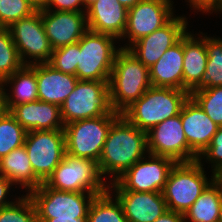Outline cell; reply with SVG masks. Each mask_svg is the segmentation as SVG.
Returning <instances> with one entry per match:
<instances>
[{
    "label": "cell",
    "mask_w": 222,
    "mask_h": 222,
    "mask_svg": "<svg viewBox=\"0 0 222 222\" xmlns=\"http://www.w3.org/2000/svg\"><path fill=\"white\" fill-rule=\"evenodd\" d=\"M147 154V132L121 114L108 131L98 167L104 179L106 174L111 178L109 184Z\"/></svg>",
    "instance_id": "6da1fadb"
},
{
    "label": "cell",
    "mask_w": 222,
    "mask_h": 222,
    "mask_svg": "<svg viewBox=\"0 0 222 222\" xmlns=\"http://www.w3.org/2000/svg\"><path fill=\"white\" fill-rule=\"evenodd\" d=\"M108 86L112 109L122 114L152 86L149 68L128 49H121L115 57Z\"/></svg>",
    "instance_id": "7a4b0ae2"
},
{
    "label": "cell",
    "mask_w": 222,
    "mask_h": 222,
    "mask_svg": "<svg viewBox=\"0 0 222 222\" xmlns=\"http://www.w3.org/2000/svg\"><path fill=\"white\" fill-rule=\"evenodd\" d=\"M189 96L186 90L151 86L122 115L140 130L148 132L165 119L180 114Z\"/></svg>",
    "instance_id": "3957f363"
},
{
    "label": "cell",
    "mask_w": 222,
    "mask_h": 222,
    "mask_svg": "<svg viewBox=\"0 0 222 222\" xmlns=\"http://www.w3.org/2000/svg\"><path fill=\"white\" fill-rule=\"evenodd\" d=\"M203 166L199 160L177 162L173 166L162 191L168 210L185 214L217 178L212 174L209 180Z\"/></svg>",
    "instance_id": "277c9868"
},
{
    "label": "cell",
    "mask_w": 222,
    "mask_h": 222,
    "mask_svg": "<svg viewBox=\"0 0 222 222\" xmlns=\"http://www.w3.org/2000/svg\"><path fill=\"white\" fill-rule=\"evenodd\" d=\"M117 38L88 30L78 41V80L109 81L115 57L122 49Z\"/></svg>",
    "instance_id": "5b68a950"
},
{
    "label": "cell",
    "mask_w": 222,
    "mask_h": 222,
    "mask_svg": "<svg viewBox=\"0 0 222 222\" xmlns=\"http://www.w3.org/2000/svg\"><path fill=\"white\" fill-rule=\"evenodd\" d=\"M45 184L58 191L102 194L109 188L94 160L64 155Z\"/></svg>",
    "instance_id": "8992f818"
},
{
    "label": "cell",
    "mask_w": 222,
    "mask_h": 222,
    "mask_svg": "<svg viewBox=\"0 0 222 222\" xmlns=\"http://www.w3.org/2000/svg\"><path fill=\"white\" fill-rule=\"evenodd\" d=\"M120 115L113 110L103 116L64 125L66 153L98 163L108 131Z\"/></svg>",
    "instance_id": "52a82bcc"
},
{
    "label": "cell",
    "mask_w": 222,
    "mask_h": 222,
    "mask_svg": "<svg viewBox=\"0 0 222 222\" xmlns=\"http://www.w3.org/2000/svg\"><path fill=\"white\" fill-rule=\"evenodd\" d=\"M28 195L35 205L38 222L53 218L87 219L89 206L96 196L87 192L54 190L45 183Z\"/></svg>",
    "instance_id": "ba28073f"
},
{
    "label": "cell",
    "mask_w": 222,
    "mask_h": 222,
    "mask_svg": "<svg viewBox=\"0 0 222 222\" xmlns=\"http://www.w3.org/2000/svg\"><path fill=\"white\" fill-rule=\"evenodd\" d=\"M108 82L78 80L75 89L60 106L64 125L111 113Z\"/></svg>",
    "instance_id": "9c48e42d"
},
{
    "label": "cell",
    "mask_w": 222,
    "mask_h": 222,
    "mask_svg": "<svg viewBox=\"0 0 222 222\" xmlns=\"http://www.w3.org/2000/svg\"><path fill=\"white\" fill-rule=\"evenodd\" d=\"M24 147L35 176L45 183L66 154L64 131H28Z\"/></svg>",
    "instance_id": "30bf717a"
},
{
    "label": "cell",
    "mask_w": 222,
    "mask_h": 222,
    "mask_svg": "<svg viewBox=\"0 0 222 222\" xmlns=\"http://www.w3.org/2000/svg\"><path fill=\"white\" fill-rule=\"evenodd\" d=\"M8 28L24 65L49 62L53 49L41 19V10H36Z\"/></svg>",
    "instance_id": "8fae6325"
},
{
    "label": "cell",
    "mask_w": 222,
    "mask_h": 222,
    "mask_svg": "<svg viewBox=\"0 0 222 222\" xmlns=\"http://www.w3.org/2000/svg\"><path fill=\"white\" fill-rule=\"evenodd\" d=\"M147 155L115 180L124 191H163L169 173L176 162L164 156L150 153Z\"/></svg>",
    "instance_id": "7c38bea8"
},
{
    "label": "cell",
    "mask_w": 222,
    "mask_h": 222,
    "mask_svg": "<svg viewBox=\"0 0 222 222\" xmlns=\"http://www.w3.org/2000/svg\"><path fill=\"white\" fill-rule=\"evenodd\" d=\"M148 153L168 157L177 162L198 160L189 148L180 114L165 119L147 132Z\"/></svg>",
    "instance_id": "4fadbf2b"
},
{
    "label": "cell",
    "mask_w": 222,
    "mask_h": 222,
    "mask_svg": "<svg viewBox=\"0 0 222 222\" xmlns=\"http://www.w3.org/2000/svg\"><path fill=\"white\" fill-rule=\"evenodd\" d=\"M173 1L171 0H141L128 9L127 26L121 40L127 39V44L120 46L127 49L143 36L167 24L174 17Z\"/></svg>",
    "instance_id": "5bb4252c"
},
{
    "label": "cell",
    "mask_w": 222,
    "mask_h": 222,
    "mask_svg": "<svg viewBox=\"0 0 222 222\" xmlns=\"http://www.w3.org/2000/svg\"><path fill=\"white\" fill-rule=\"evenodd\" d=\"M187 25L186 17L175 15L167 24L151 34L141 37L127 49L146 67L150 68L168 48L176 44L188 31Z\"/></svg>",
    "instance_id": "9a60e30c"
},
{
    "label": "cell",
    "mask_w": 222,
    "mask_h": 222,
    "mask_svg": "<svg viewBox=\"0 0 222 222\" xmlns=\"http://www.w3.org/2000/svg\"><path fill=\"white\" fill-rule=\"evenodd\" d=\"M41 19L53 50L77 43L88 31L86 12L41 9Z\"/></svg>",
    "instance_id": "2e32d148"
},
{
    "label": "cell",
    "mask_w": 222,
    "mask_h": 222,
    "mask_svg": "<svg viewBox=\"0 0 222 222\" xmlns=\"http://www.w3.org/2000/svg\"><path fill=\"white\" fill-rule=\"evenodd\" d=\"M108 189L121 203L128 222H154L168 211L162 192L124 191L115 181Z\"/></svg>",
    "instance_id": "e0dca14e"
},
{
    "label": "cell",
    "mask_w": 222,
    "mask_h": 222,
    "mask_svg": "<svg viewBox=\"0 0 222 222\" xmlns=\"http://www.w3.org/2000/svg\"><path fill=\"white\" fill-rule=\"evenodd\" d=\"M180 117L189 148L199 157L209 146L219 126L191 96L183 104Z\"/></svg>",
    "instance_id": "ac0fdd59"
},
{
    "label": "cell",
    "mask_w": 222,
    "mask_h": 222,
    "mask_svg": "<svg viewBox=\"0 0 222 222\" xmlns=\"http://www.w3.org/2000/svg\"><path fill=\"white\" fill-rule=\"evenodd\" d=\"M128 9L118 0H97L86 10L88 30L108 34L119 41L127 26Z\"/></svg>",
    "instance_id": "d6986e66"
},
{
    "label": "cell",
    "mask_w": 222,
    "mask_h": 222,
    "mask_svg": "<svg viewBox=\"0 0 222 222\" xmlns=\"http://www.w3.org/2000/svg\"><path fill=\"white\" fill-rule=\"evenodd\" d=\"M9 112L28 131L64 129L60 106L38 100L13 106Z\"/></svg>",
    "instance_id": "ffe728a7"
},
{
    "label": "cell",
    "mask_w": 222,
    "mask_h": 222,
    "mask_svg": "<svg viewBox=\"0 0 222 222\" xmlns=\"http://www.w3.org/2000/svg\"><path fill=\"white\" fill-rule=\"evenodd\" d=\"M36 72L38 99L61 106L75 89L78 78L54 69L48 63L29 65Z\"/></svg>",
    "instance_id": "44dd1931"
},
{
    "label": "cell",
    "mask_w": 222,
    "mask_h": 222,
    "mask_svg": "<svg viewBox=\"0 0 222 222\" xmlns=\"http://www.w3.org/2000/svg\"><path fill=\"white\" fill-rule=\"evenodd\" d=\"M200 34L198 37L191 32L183 35V90L189 93L203 86L208 60L206 34Z\"/></svg>",
    "instance_id": "7402d4cb"
},
{
    "label": "cell",
    "mask_w": 222,
    "mask_h": 222,
    "mask_svg": "<svg viewBox=\"0 0 222 222\" xmlns=\"http://www.w3.org/2000/svg\"><path fill=\"white\" fill-rule=\"evenodd\" d=\"M153 87L183 90V36L149 68Z\"/></svg>",
    "instance_id": "603a6c76"
},
{
    "label": "cell",
    "mask_w": 222,
    "mask_h": 222,
    "mask_svg": "<svg viewBox=\"0 0 222 222\" xmlns=\"http://www.w3.org/2000/svg\"><path fill=\"white\" fill-rule=\"evenodd\" d=\"M0 176L10 180L16 188L17 185L20 189L23 187L26 194L42 184L34 174L24 145L0 159Z\"/></svg>",
    "instance_id": "cb8c5ba5"
},
{
    "label": "cell",
    "mask_w": 222,
    "mask_h": 222,
    "mask_svg": "<svg viewBox=\"0 0 222 222\" xmlns=\"http://www.w3.org/2000/svg\"><path fill=\"white\" fill-rule=\"evenodd\" d=\"M9 84L12 85L11 91H8L11 93L4 88L8 110L15 105L38 100L36 72L29 65H24L2 82L3 87Z\"/></svg>",
    "instance_id": "d4e9b609"
},
{
    "label": "cell",
    "mask_w": 222,
    "mask_h": 222,
    "mask_svg": "<svg viewBox=\"0 0 222 222\" xmlns=\"http://www.w3.org/2000/svg\"><path fill=\"white\" fill-rule=\"evenodd\" d=\"M222 179L216 178L184 214L185 222H218Z\"/></svg>",
    "instance_id": "484cf974"
},
{
    "label": "cell",
    "mask_w": 222,
    "mask_h": 222,
    "mask_svg": "<svg viewBox=\"0 0 222 222\" xmlns=\"http://www.w3.org/2000/svg\"><path fill=\"white\" fill-rule=\"evenodd\" d=\"M86 222H128L121 203L110 189L92 200Z\"/></svg>",
    "instance_id": "4316f807"
},
{
    "label": "cell",
    "mask_w": 222,
    "mask_h": 222,
    "mask_svg": "<svg viewBox=\"0 0 222 222\" xmlns=\"http://www.w3.org/2000/svg\"><path fill=\"white\" fill-rule=\"evenodd\" d=\"M207 65L201 88L222 86V38L206 35Z\"/></svg>",
    "instance_id": "83f0119b"
},
{
    "label": "cell",
    "mask_w": 222,
    "mask_h": 222,
    "mask_svg": "<svg viewBox=\"0 0 222 222\" xmlns=\"http://www.w3.org/2000/svg\"><path fill=\"white\" fill-rule=\"evenodd\" d=\"M27 131L8 111L0 119V159L24 145Z\"/></svg>",
    "instance_id": "f1b7e54d"
},
{
    "label": "cell",
    "mask_w": 222,
    "mask_h": 222,
    "mask_svg": "<svg viewBox=\"0 0 222 222\" xmlns=\"http://www.w3.org/2000/svg\"><path fill=\"white\" fill-rule=\"evenodd\" d=\"M23 66L9 28H0V80L3 82Z\"/></svg>",
    "instance_id": "f546056e"
},
{
    "label": "cell",
    "mask_w": 222,
    "mask_h": 222,
    "mask_svg": "<svg viewBox=\"0 0 222 222\" xmlns=\"http://www.w3.org/2000/svg\"><path fill=\"white\" fill-rule=\"evenodd\" d=\"M190 96L219 127L222 126V86L198 88Z\"/></svg>",
    "instance_id": "4dcf8cb0"
},
{
    "label": "cell",
    "mask_w": 222,
    "mask_h": 222,
    "mask_svg": "<svg viewBox=\"0 0 222 222\" xmlns=\"http://www.w3.org/2000/svg\"><path fill=\"white\" fill-rule=\"evenodd\" d=\"M14 200L11 205L0 208V222H38L35 205L28 194Z\"/></svg>",
    "instance_id": "1f68e13d"
},
{
    "label": "cell",
    "mask_w": 222,
    "mask_h": 222,
    "mask_svg": "<svg viewBox=\"0 0 222 222\" xmlns=\"http://www.w3.org/2000/svg\"><path fill=\"white\" fill-rule=\"evenodd\" d=\"M36 10L27 0H0V26L8 28Z\"/></svg>",
    "instance_id": "d6a6232c"
},
{
    "label": "cell",
    "mask_w": 222,
    "mask_h": 222,
    "mask_svg": "<svg viewBox=\"0 0 222 222\" xmlns=\"http://www.w3.org/2000/svg\"><path fill=\"white\" fill-rule=\"evenodd\" d=\"M48 64L62 73L76 76L78 42L54 49Z\"/></svg>",
    "instance_id": "836d02e7"
},
{
    "label": "cell",
    "mask_w": 222,
    "mask_h": 222,
    "mask_svg": "<svg viewBox=\"0 0 222 222\" xmlns=\"http://www.w3.org/2000/svg\"><path fill=\"white\" fill-rule=\"evenodd\" d=\"M204 158V159H203ZM198 160L202 162L211 163V172L217 178L222 177V126L217 130L213 136L209 146L201 153Z\"/></svg>",
    "instance_id": "e575fe53"
},
{
    "label": "cell",
    "mask_w": 222,
    "mask_h": 222,
    "mask_svg": "<svg viewBox=\"0 0 222 222\" xmlns=\"http://www.w3.org/2000/svg\"><path fill=\"white\" fill-rule=\"evenodd\" d=\"M42 10L84 12V6L82 0H47Z\"/></svg>",
    "instance_id": "d590c367"
},
{
    "label": "cell",
    "mask_w": 222,
    "mask_h": 222,
    "mask_svg": "<svg viewBox=\"0 0 222 222\" xmlns=\"http://www.w3.org/2000/svg\"><path fill=\"white\" fill-rule=\"evenodd\" d=\"M191 10H198L197 12L206 13H219L220 11L212 4V0H188Z\"/></svg>",
    "instance_id": "8d00e7d4"
},
{
    "label": "cell",
    "mask_w": 222,
    "mask_h": 222,
    "mask_svg": "<svg viewBox=\"0 0 222 222\" xmlns=\"http://www.w3.org/2000/svg\"><path fill=\"white\" fill-rule=\"evenodd\" d=\"M12 186H14V184L10 180L0 176V208L11 205L15 202L7 199V195L10 194Z\"/></svg>",
    "instance_id": "74e56055"
},
{
    "label": "cell",
    "mask_w": 222,
    "mask_h": 222,
    "mask_svg": "<svg viewBox=\"0 0 222 222\" xmlns=\"http://www.w3.org/2000/svg\"><path fill=\"white\" fill-rule=\"evenodd\" d=\"M154 222H185L184 214L168 210Z\"/></svg>",
    "instance_id": "f35d334b"
},
{
    "label": "cell",
    "mask_w": 222,
    "mask_h": 222,
    "mask_svg": "<svg viewBox=\"0 0 222 222\" xmlns=\"http://www.w3.org/2000/svg\"><path fill=\"white\" fill-rule=\"evenodd\" d=\"M4 87L0 88V119L8 112Z\"/></svg>",
    "instance_id": "ab89813d"
},
{
    "label": "cell",
    "mask_w": 222,
    "mask_h": 222,
    "mask_svg": "<svg viewBox=\"0 0 222 222\" xmlns=\"http://www.w3.org/2000/svg\"><path fill=\"white\" fill-rule=\"evenodd\" d=\"M87 219H73V218H53L46 219L44 222H86Z\"/></svg>",
    "instance_id": "60d3db41"
},
{
    "label": "cell",
    "mask_w": 222,
    "mask_h": 222,
    "mask_svg": "<svg viewBox=\"0 0 222 222\" xmlns=\"http://www.w3.org/2000/svg\"><path fill=\"white\" fill-rule=\"evenodd\" d=\"M29 3H31L37 10L43 9L45 6L47 0H27Z\"/></svg>",
    "instance_id": "b9f144b4"
},
{
    "label": "cell",
    "mask_w": 222,
    "mask_h": 222,
    "mask_svg": "<svg viewBox=\"0 0 222 222\" xmlns=\"http://www.w3.org/2000/svg\"><path fill=\"white\" fill-rule=\"evenodd\" d=\"M121 5L126 7L127 9L132 8L136 3L140 2L141 0H118Z\"/></svg>",
    "instance_id": "7bdbcfd3"
},
{
    "label": "cell",
    "mask_w": 222,
    "mask_h": 222,
    "mask_svg": "<svg viewBox=\"0 0 222 222\" xmlns=\"http://www.w3.org/2000/svg\"><path fill=\"white\" fill-rule=\"evenodd\" d=\"M83 1V6H84V12L97 0H82Z\"/></svg>",
    "instance_id": "ee69618b"
},
{
    "label": "cell",
    "mask_w": 222,
    "mask_h": 222,
    "mask_svg": "<svg viewBox=\"0 0 222 222\" xmlns=\"http://www.w3.org/2000/svg\"><path fill=\"white\" fill-rule=\"evenodd\" d=\"M212 4L219 10H222V0H212Z\"/></svg>",
    "instance_id": "f6af8a7d"
},
{
    "label": "cell",
    "mask_w": 222,
    "mask_h": 222,
    "mask_svg": "<svg viewBox=\"0 0 222 222\" xmlns=\"http://www.w3.org/2000/svg\"><path fill=\"white\" fill-rule=\"evenodd\" d=\"M218 222H222V202H221V205H220V211H219Z\"/></svg>",
    "instance_id": "bcb514c9"
}]
</instances>
